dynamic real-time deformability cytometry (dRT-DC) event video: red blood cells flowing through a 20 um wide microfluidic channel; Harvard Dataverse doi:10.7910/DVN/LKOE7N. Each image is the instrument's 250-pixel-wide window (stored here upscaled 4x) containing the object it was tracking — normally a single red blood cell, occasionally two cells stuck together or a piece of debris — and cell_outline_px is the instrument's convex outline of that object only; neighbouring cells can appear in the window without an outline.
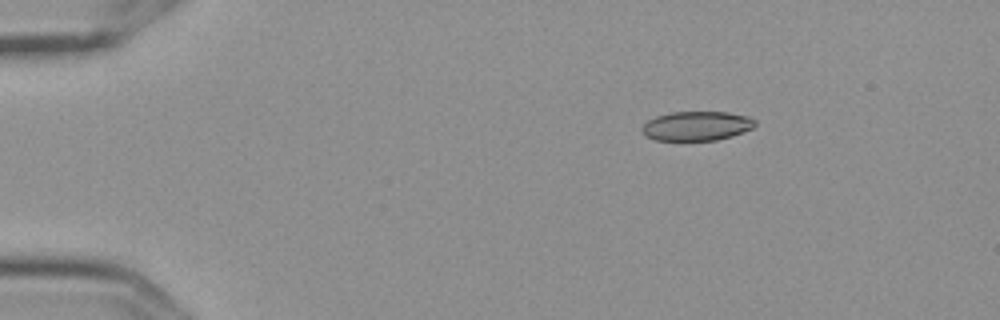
{"species": "Egyptian fruit bat (a non-hibernating species)", "species_latin": "Rousettus aegyptiacus", "temperature_condition": "cold", "stored_images_in_passage": 5, "camera_frame_rate_fps": 3000, "um_per_image_px": 0.085, "frame": {"image": 1, "passage_image": 3, "time_ms": 0.667, "image_size_px": [1000, 320], "cell_outline_px": [[756, 124], [752, 128], [732, 136], [716, 140], [656, 140], [644, 136], [640, 132], [640, 128], [648, 120], [656, 116], [672, 112], [728, 112], [748, 116], [756, 120]], "centroid_in_image_um": [59.19, 10.7], "position_along_channel_um": 25.8, "area_um2": 19.42}}